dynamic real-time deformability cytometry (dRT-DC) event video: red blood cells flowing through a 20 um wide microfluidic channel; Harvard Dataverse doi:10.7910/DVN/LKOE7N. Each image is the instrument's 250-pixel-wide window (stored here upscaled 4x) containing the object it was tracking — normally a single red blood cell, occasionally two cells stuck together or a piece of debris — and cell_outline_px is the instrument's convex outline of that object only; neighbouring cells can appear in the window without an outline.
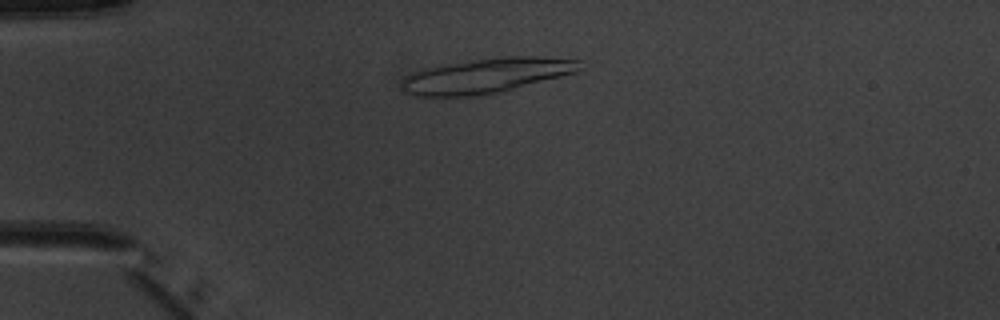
{"species": "common noctule bat (a hibernating species)", "species_latin": "Nyctalus noctula", "temperature_condition": "warm", "stored_images_in_passage": 3, "camera_frame_rate_fps": 3000, "um_per_image_px": 0.085, "animal": {"sex": "male", "body_mass_g": 20.1, "forearm_length_mm": 53.5}, "frame": {"image": 1, "passage_image": 1, "time_ms": 0.0, "image_size_px": [1000, 320], "cell_outline_px": [[584, 60], [580, 68], [576, 72], [500, 92], [476, 96], [416, 96], [404, 92], [400, 84], [400, 80], [408, 72], [448, 64], [472, 60], [500, 56], [544, 56]], "centroid_in_image_um": [41.33, 6.42], "position_along_channel_um": 43.7, "area_um2": 36.41}}